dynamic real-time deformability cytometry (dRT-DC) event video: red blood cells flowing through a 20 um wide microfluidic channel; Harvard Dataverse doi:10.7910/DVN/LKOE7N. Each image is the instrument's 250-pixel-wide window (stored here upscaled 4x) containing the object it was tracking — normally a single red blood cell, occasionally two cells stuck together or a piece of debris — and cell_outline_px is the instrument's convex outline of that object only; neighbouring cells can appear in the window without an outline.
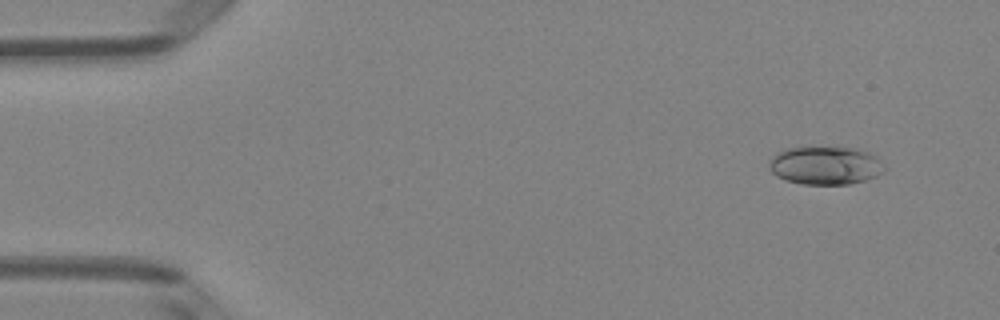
{"species": "Egyptian fruit bat (a non-hibernating species)", "species_latin": "Rousettus aegyptiacus", "temperature_condition": "room temperature", "stored_images_in_passage": 11, "camera_frame_rate_fps": 3000, "um_per_image_px": 0.085, "animal": {"sex": "female"}, "frame": {"image": 1, "passage_image": 4, "time_ms": 1.0, "image_size_px": [1000, 320], "cell_outline_px": [[888, 168], [884, 172], [876, 176], [864, 180], [848, 184], [804, 184], [784, 180], [776, 176], [768, 168], [768, 164], [772, 156], [784, 148], [856, 148], [868, 152], [876, 156]], "centroid_in_image_um": [70.16, 14.07], "position_along_channel_um": 14.8, "area_um2": 25.72}}